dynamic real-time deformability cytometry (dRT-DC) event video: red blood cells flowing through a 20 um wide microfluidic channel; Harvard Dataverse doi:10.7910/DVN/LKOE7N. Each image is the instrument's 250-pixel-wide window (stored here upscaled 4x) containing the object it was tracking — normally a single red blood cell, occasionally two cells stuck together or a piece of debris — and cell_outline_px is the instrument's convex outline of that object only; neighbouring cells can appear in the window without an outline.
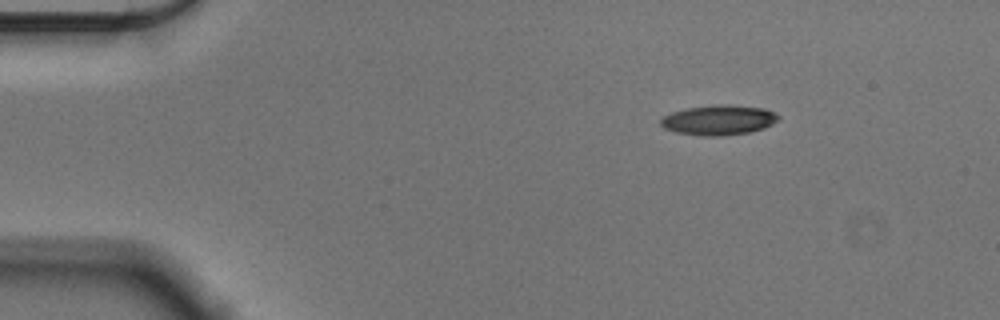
{"species": "Egyptian fruit bat (a non-hibernating species)", "species_latin": "Rousettus aegyptiacus", "temperature_condition": "cold", "stored_images_in_passage": 49, "camera_frame_rate_fps": 3000, "um_per_image_px": 0.085, "animal": {"sex": "male"}, "frame": {"image": 1, "passage_image": 1, "time_ms": 0.0, "image_size_px": [1000, 320], "cell_outline_px": [[780, 120], [764, 128], [748, 132], [720, 136], [700, 136], [676, 132], [664, 128], [660, 124], [660, 120], [664, 116], [672, 112], [684, 108], [712, 104], [728, 104], [764, 108], [780, 116]], "centroid_in_image_um": [61.08, 10.19], "position_along_channel_um": 23.9, "area_um2": 20.75}}
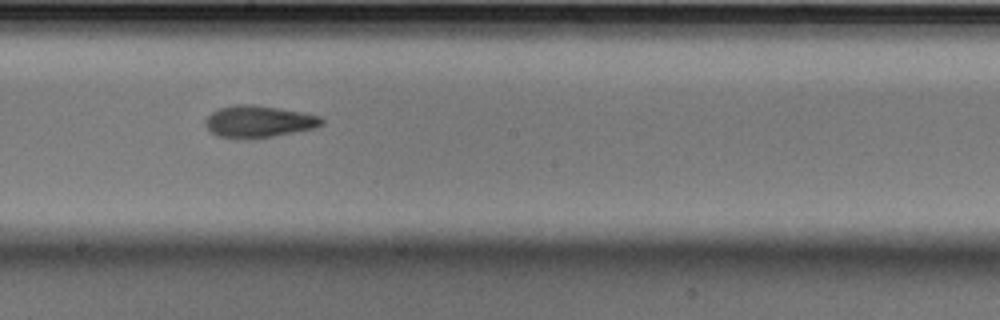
{"frame": {"image": 2, "passage_image": 24, "time_ms": 7.667, "image_size_px": [1000, 320], "cell_outline_px": [[324, 124], [316, 128], [276, 136], [252, 140], [236, 140], [216, 136], [204, 124], [204, 120], [212, 112], [220, 108], [236, 104], [248, 104], [280, 108], [304, 112], [320, 116], [324, 120]], "centroid_in_image_um": [22.0, 10.36], "position_along_channel_um": 226.2, "area_um2": 22.25}}
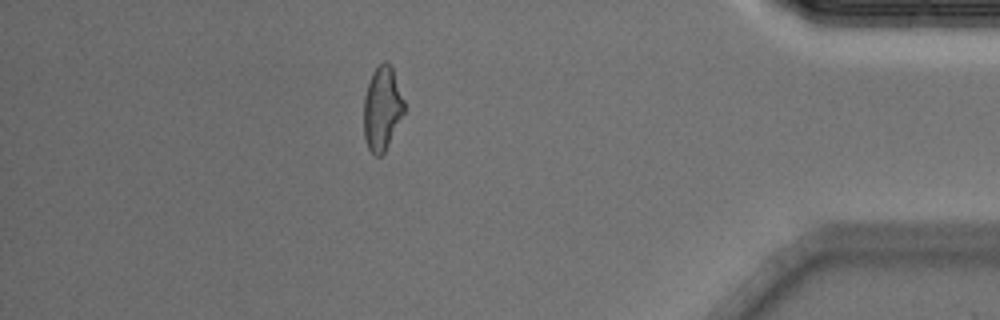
{"frame": {"image": 3, "passage_image": 42, "time_ms": 13.667, "image_size_px": [1000, 320], "cell_outline_px": [[404, 112], [384, 152], [380, 156], [376, 156], [368, 148], [364, 136], [364, 96], [372, 72], [384, 60], [388, 60], [392, 64], [404, 100]], "centroid_in_image_um": [32.48, 9.16], "position_along_channel_um": 402.7, "area_um2": 19.71}, "authors_computed_cell_mechanics": {"area_um2": 20.9814, "velocity_mm_per_s": 3.5904, "shape_relaxation_time_tau1_ms": 5.7946, "shape_relaxation_time_tau2_ms": 3.2662, "deformation_change_tau1": 0.1902, "deformation_change_tau2": 0.116}}